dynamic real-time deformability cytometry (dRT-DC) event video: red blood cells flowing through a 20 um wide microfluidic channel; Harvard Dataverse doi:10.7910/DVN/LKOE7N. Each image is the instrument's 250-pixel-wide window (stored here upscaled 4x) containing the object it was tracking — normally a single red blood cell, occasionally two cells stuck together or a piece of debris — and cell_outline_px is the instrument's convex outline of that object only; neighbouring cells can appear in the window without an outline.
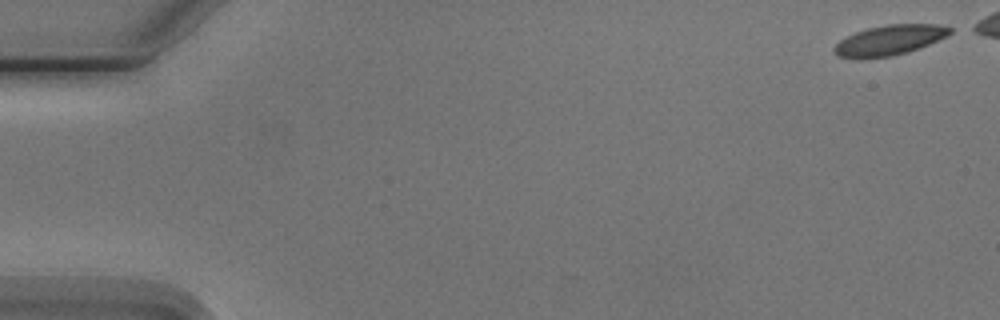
{"species": "Egyptian fruit bat (a non-hibernating species)", "species_latin": "Rousettus aegyptiacus", "temperature_condition": "cold", "stored_images_in_passage": 6, "camera_frame_rate_fps": 3000, "um_per_image_px": 0.085, "animal": {"sex": "male"}, "frame": {"image": 1, "passage_image": 1, "time_ms": 0.0, "image_size_px": [1000, 320], "cell_outline_px": [[952, 32], [948, 36], [908, 52], [892, 56], [836, 56], [832, 52], [832, 48], [840, 40], [856, 32], [868, 28], [888, 24], [936, 24], [952, 28]], "centroid_in_image_um": [75.65, 3.38], "position_along_channel_um": 9.4, "area_um2": 19.77}}
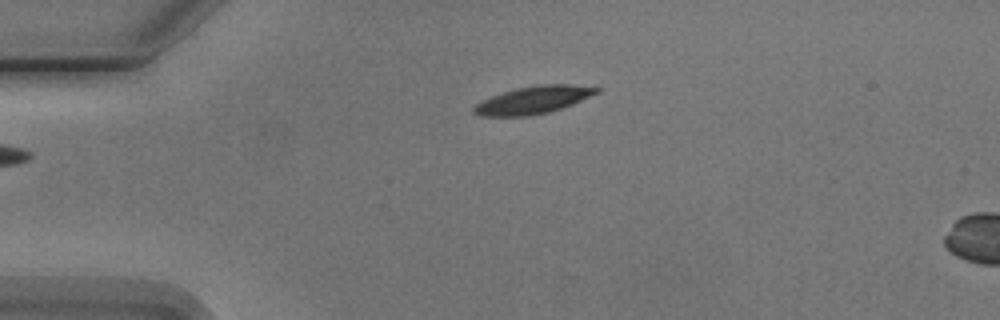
{"frame": {"image": 2, "passage_image": 6, "time_ms": 6.0, "image_size_px": [1000, 320], "cell_outline_px": [[600, 92], [572, 104], [548, 112], [528, 116], [480, 116], [472, 112], [472, 108], [480, 100], [516, 88], [536, 84], [572, 84], [600, 88]], "centroid_in_image_um": [45.31, 8.49], "position_along_channel_um": 39.7, "area_um2": 19.71}}